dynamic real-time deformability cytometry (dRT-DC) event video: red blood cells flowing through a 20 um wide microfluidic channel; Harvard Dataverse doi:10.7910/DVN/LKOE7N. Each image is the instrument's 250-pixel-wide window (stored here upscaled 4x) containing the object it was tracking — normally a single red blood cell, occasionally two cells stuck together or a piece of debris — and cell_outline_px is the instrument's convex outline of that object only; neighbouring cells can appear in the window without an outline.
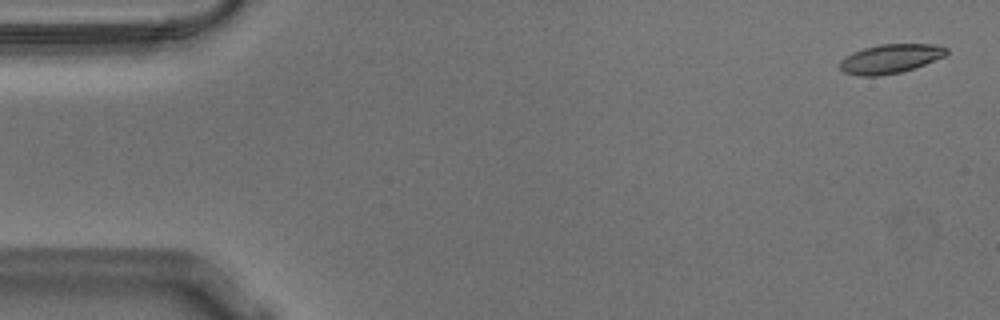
{"species": "Egyptian fruit bat (a non-hibernating species)", "species_latin": "Rousettus aegyptiacus", "temperature_condition": "warm", "stored_images_in_passage": 16, "camera_frame_rate_fps": 3000, "um_per_image_px": 0.085, "animal": {"sex": "male"}, "frame": {"image": 1, "passage_image": 1, "time_ms": 0.0, "image_size_px": [1000, 320], "cell_outline_px": [[948, 52], [944, 56], [924, 64], [900, 72], [880, 76], [856, 76], [844, 72], [840, 68], [840, 60], [844, 56], [852, 52], [864, 48], [880, 44], [936, 44], [948, 48]], "centroid_in_image_um": [75.64, 4.99], "position_along_channel_um": 9.4, "area_um2": 18.09}}
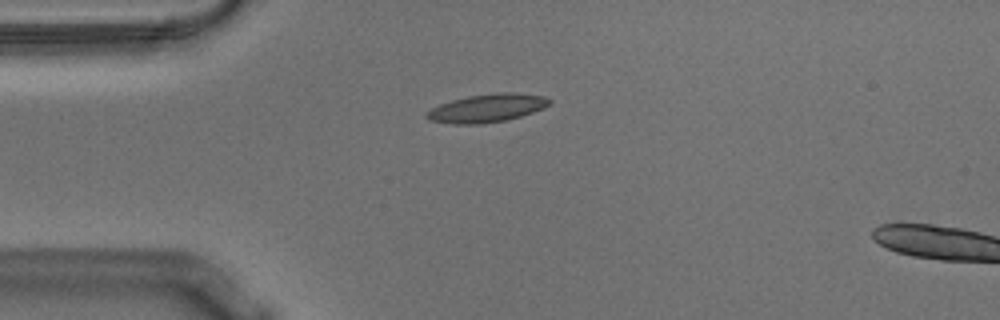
{"frame": {"image": 2, "passage_image": 13, "time_ms": 4.0, "image_size_px": [1000, 320], "cell_outline_px": [[552, 104], [544, 108], [508, 120], [480, 124], [452, 124], [428, 120], [424, 116], [424, 112], [440, 104], [452, 100], [468, 96], [500, 92], [512, 92], [544, 96], [552, 100]], "centroid_in_image_um": [41.39, 9.19], "position_along_channel_um": 43.6, "area_um2": 20.35}}